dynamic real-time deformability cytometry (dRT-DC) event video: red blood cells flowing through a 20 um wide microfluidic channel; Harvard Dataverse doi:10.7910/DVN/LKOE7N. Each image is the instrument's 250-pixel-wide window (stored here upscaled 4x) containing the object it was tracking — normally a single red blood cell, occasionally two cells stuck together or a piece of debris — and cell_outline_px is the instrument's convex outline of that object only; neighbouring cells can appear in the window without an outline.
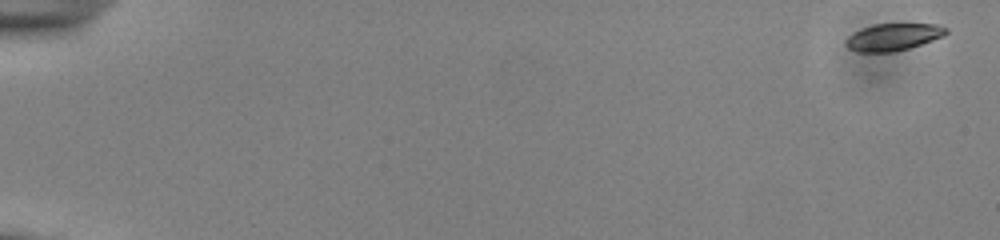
{"species": "common noctule bat (a hibernating species)", "species_latin": "Nyctalus noctula", "temperature_condition": "cold", "stored_images_in_passage": 54, "camera_frame_rate_fps": 3000, "um_per_image_px": 0.085, "animal": {"sex": "male", "body_mass_g": 13.0, "forearm_length_mm": 53.1}, "frame": {"image": 1, "passage_image": 1, "time_ms": 0.0, "image_size_px": [1000, 240], "cell_outline_px": [[948, 32], [944, 36], [908, 48], [892, 52], [860, 52], [848, 48], [844, 44], [844, 40], [848, 36], [864, 28], [876, 24], [940, 24], [948, 28]], "centroid_in_image_um": [75.94, 3.14], "position_along_channel_um": 9.1, "area_um2": 15.72}}
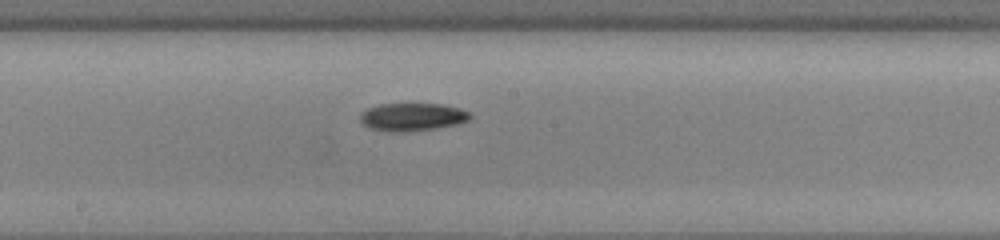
{"frame": {"image": 2, "passage_image": 31, "time_ms": 10.0, "image_size_px": [1000, 240], "cell_outline_px": [[472, 116], [468, 120], [456, 124], [436, 128], [408, 132], [388, 132], [368, 128], [360, 124], [360, 112], [368, 108], [380, 104], [440, 104], [460, 108], [468, 112]], "centroid_in_image_um": [34.98, 9.95], "position_along_channel_um": 213.2, "area_um2": 18.03}}
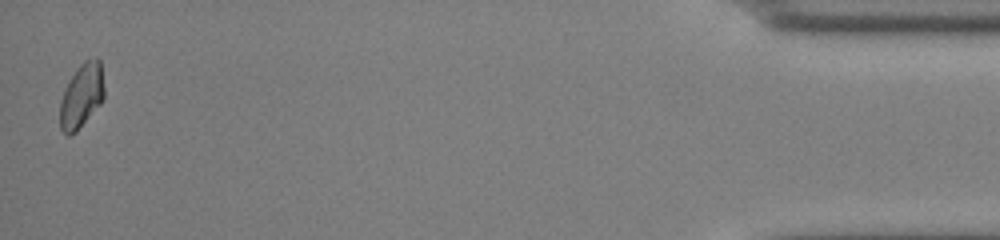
{"frame": {"image": 3, "passage_image": 54, "time_ms": 17.667, "image_size_px": [1000, 240], "cell_outline_px": [[104, 100], [76, 132], [68, 136], [60, 128], [60, 100], [64, 88], [68, 80], [80, 64], [84, 60], [96, 56], [100, 60], [104, 88]], "centroid_in_image_um": [6.93, 8.12], "position_along_channel_um": 428.3, "area_um2": 16.82}, "authors_computed_cell_mechanics": {"area_um2": 16.9065, "velocity_mm_per_s": 3.8576, "shape_relaxation_time_tau1_ms": 3.7876, "shape_relaxation_time_tau2_ms": null, "deformation_change_tau1": 0.1019, "deformation_change_tau2": null}}